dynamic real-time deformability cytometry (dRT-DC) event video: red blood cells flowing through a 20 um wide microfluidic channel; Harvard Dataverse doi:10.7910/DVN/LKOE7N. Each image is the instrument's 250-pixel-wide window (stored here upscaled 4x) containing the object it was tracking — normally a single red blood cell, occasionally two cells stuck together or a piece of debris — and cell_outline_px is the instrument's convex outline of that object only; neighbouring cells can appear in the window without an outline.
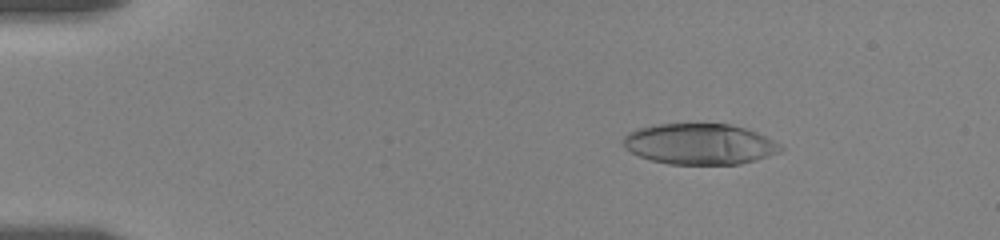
{"species": "human", "species_latin": "Homo sapiens", "temperature_condition": "room temperature", "stored_images_in_passage": 57, "camera_frame_rate_fps": 3000, "um_per_image_px": 0.085, "donor": {"sex": "female"}, "frame": {"image": 1, "passage_image": 9, "time_ms": 2.667, "image_size_px": [1000, 240], "cell_outline_px": [[784, 148], [780, 152], [756, 160], [740, 164], [668, 164], [652, 160], [640, 156], [624, 148], [624, 136], [628, 132], [636, 128], [652, 124], [732, 124], [748, 128], [780, 144]], "centroid_in_image_um": [59.47, 12.23], "position_along_channel_um": 25.5, "area_um2": 37.57}}
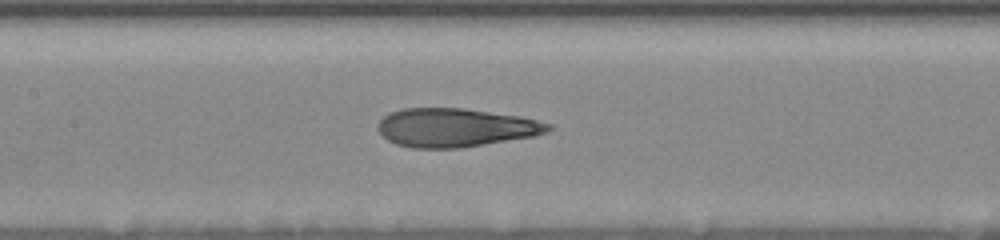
{"frame": {"image": 2, "passage_image": 28, "time_ms": 9.0, "image_size_px": [1000, 240], "cell_outline_px": [[552, 128], [548, 132], [536, 136], [460, 148], [412, 148], [396, 144], [388, 140], [376, 128], [380, 120], [384, 116], [392, 112], [404, 108], [464, 108], [520, 116], [552, 124]], "centroid_in_image_um": [38.74, 10.85], "position_along_channel_um": 168.7, "area_um2": 38.38}}
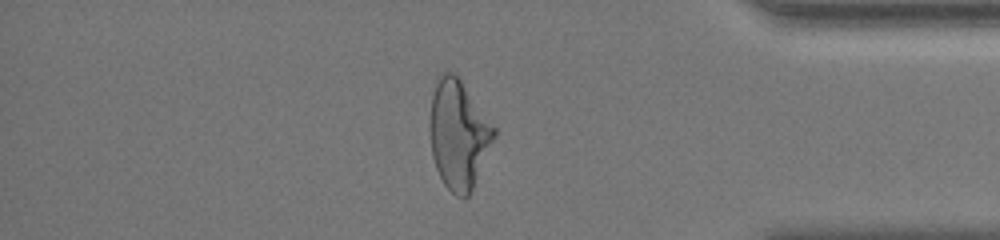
{"frame": {"image": 3, "passage_image": 49, "time_ms": 16.0, "image_size_px": [1000, 240], "cell_outline_px": [[496, 136], [472, 192], [468, 196], [456, 196], [444, 184], [436, 168], [432, 156], [428, 128], [428, 124], [432, 96], [436, 84], [440, 76], [444, 72], [452, 72], [460, 80], [496, 128]], "centroid_in_image_um": [38.97, 11.47], "position_along_channel_um": 396.2, "area_um2": 40.63}, "authors_computed_cell_mechanics": {"area_um2": 39.015, "velocity_mm_per_s": 3.5526, "shape_relaxation_time_tau1_ms": null, "shape_relaxation_time_tau2_ms": 1.43, "deformation_change_tau1": null, "deformation_change_tau2": 0.1006}}